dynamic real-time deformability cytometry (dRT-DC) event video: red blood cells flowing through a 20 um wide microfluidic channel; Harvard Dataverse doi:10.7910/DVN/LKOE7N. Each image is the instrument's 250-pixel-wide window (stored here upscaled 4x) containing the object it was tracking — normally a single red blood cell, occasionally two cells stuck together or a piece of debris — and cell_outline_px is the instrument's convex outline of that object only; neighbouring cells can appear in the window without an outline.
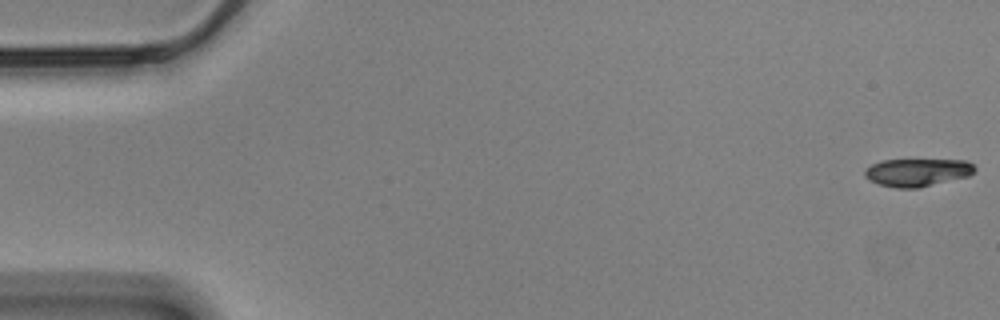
{"species": "Egyptian fruit bat (a non-hibernating species)", "species_latin": "Rousettus aegyptiacus", "temperature_condition": "cold", "stored_images_in_passage": 51, "camera_frame_rate_fps": 3000, "um_per_image_px": 0.085, "animal": {"sex": "male"}, "frame": {"image": 1, "passage_image": 1, "time_ms": 0.0, "image_size_px": [1000, 320], "cell_outline_px": [[976, 168], [968, 176], [916, 188], [896, 188], [880, 184], [868, 180], [864, 176], [864, 172], [872, 164], [880, 160], [968, 160]], "centroid_in_image_um": [77.95, 14.64], "position_along_channel_um": 7.1, "area_um2": 17.63}}
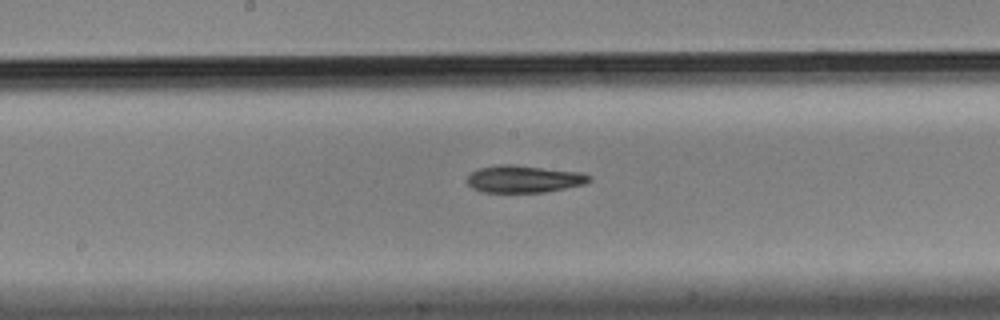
{"frame": {"image": 2, "passage_image": 30, "time_ms": 9.667, "image_size_px": [1000, 320], "cell_outline_px": [[592, 180], [584, 184], [544, 192], [480, 192], [472, 188], [468, 184], [468, 176], [472, 172], [480, 168], [500, 164], [512, 164], [580, 172], [592, 176]], "centroid_in_image_um": [44.53, 15.21], "position_along_channel_um": 203.7, "area_um2": 19.31}}
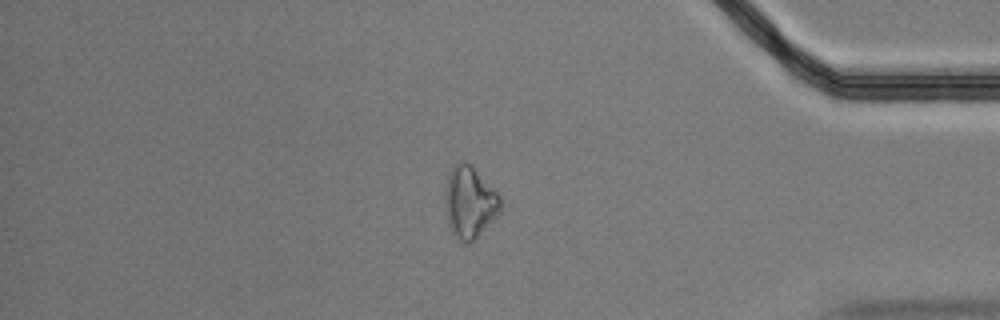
{"frame": {"image": 3, "passage_image": 49, "time_ms": 16.0, "image_size_px": [1000, 320], "cell_outline_px": [[500, 212], [468, 244], [464, 244], [456, 240], [448, 224], [444, 200], [448, 172], [460, 160], [464, 160], [472, 164], [500, 196]], "centroid_in_image_um": [39.88, 17.16], "position_along_channel_um": 395.3, "area_um2": 23.12}, "authors_computed_cell_mechanics": {"area_um2": 19.2474, "velocity_mm_per_s": 3.4764, "shape_relaxation_time_tau1_ms": 5.0136, "shape_relaxation_time_tau2_ms": null, "deformation_change_tau1": 0.1208, "deformation_change_tau2": null}}